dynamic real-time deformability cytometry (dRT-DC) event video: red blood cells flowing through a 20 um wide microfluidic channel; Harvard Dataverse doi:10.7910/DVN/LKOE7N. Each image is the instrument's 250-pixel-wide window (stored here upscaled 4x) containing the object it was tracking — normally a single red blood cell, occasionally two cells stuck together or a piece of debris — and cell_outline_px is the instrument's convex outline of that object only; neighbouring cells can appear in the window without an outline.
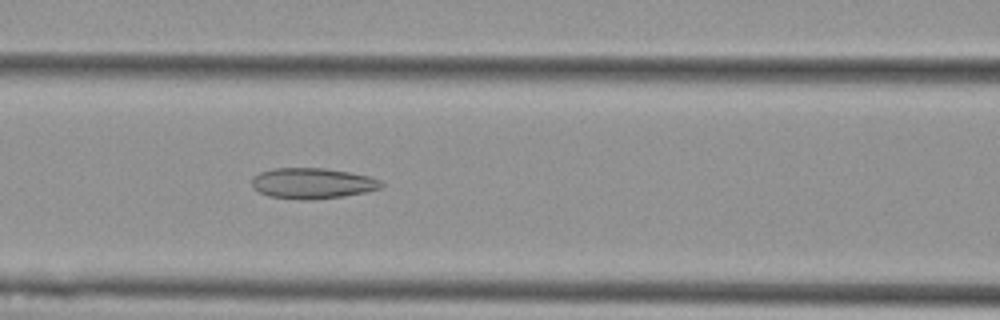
{"species": "Egyptian fruit bat (a non-hibernating species)", "species_latin": "Rousettus aegyptiacus", "temperature_condition": "cold", "stored_images_in_passage": 48, "camera_frame_rate_fps": 3000, "um_per_image_px": 0.085, "animal": {"sex": "female"}, "frame": {"image": 1, "passage_image": 17, "time_ms": 5.333, "image_size_px": [1000, 320], "cell_outline_px": [[384, 184], [380, 188], [368, 192], [344, 196], [312, 200], [304, 200], [268, 196], [252, 188], [252, 176], [260, 172], [272, 168], [324, 168], [348, 172], [368, 176], [380, 180]], "centroid_in_image_um": [26.54, 15.58], "position_along_channel_um": 140.1, "area_um2": 23.29}}
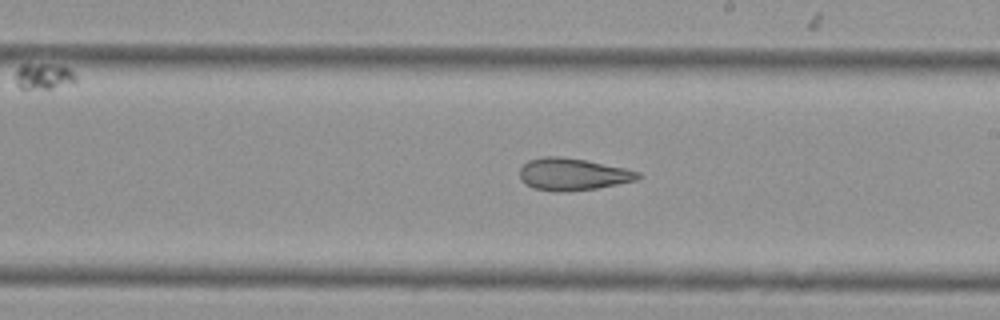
{"frame": {"image": 2, "passage_image": 25, "time_ms": 8.0, "image_size_px": [1000, 320], "cell_outline_px": [[644, 176], [636, 180], [596, 188], [564, 192], [556, 192], [532, 188], [520, 180], [520, 168], [528, 160], [544, 156], [560, 156], [584, 160], [624, 168], [640, 172]], "centroid_in_image_um": [48.66, 14.82], "position_along_channel_um": 240.3, "area_um2": 22.14}}
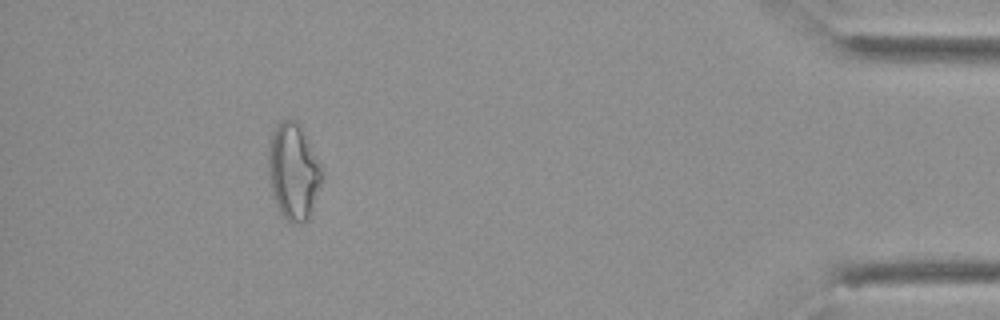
{"frame": {"image": 3, "passage_image": 43, "time_ms": 14.0, "image_size_px": [1000, 320], "cell_outline_px": [[324, 180], [308, 220], [300, 224], [292, 224], [280, 212], [276, 204], [268, 172], [268, 148], [272, 132], [276, 124], [280, 120], [296, 120], [300, 124], [324, 172]], "centroid_in_image_um": [24.96, 14.58], "position_along_channel_um": 410.2, "area_um2": 30.35}, "authors_computed_cell_mechanics": {"area_um2": 26.2412, "velocity_mm_per_s": 3.773, "shape_relaxation_time_tau1_ms": null, "shape_relaxation_time_tau2_ms": 3.7092, "deformation_change_tau1": null, "deformation_change_tau2": 0.1329}}